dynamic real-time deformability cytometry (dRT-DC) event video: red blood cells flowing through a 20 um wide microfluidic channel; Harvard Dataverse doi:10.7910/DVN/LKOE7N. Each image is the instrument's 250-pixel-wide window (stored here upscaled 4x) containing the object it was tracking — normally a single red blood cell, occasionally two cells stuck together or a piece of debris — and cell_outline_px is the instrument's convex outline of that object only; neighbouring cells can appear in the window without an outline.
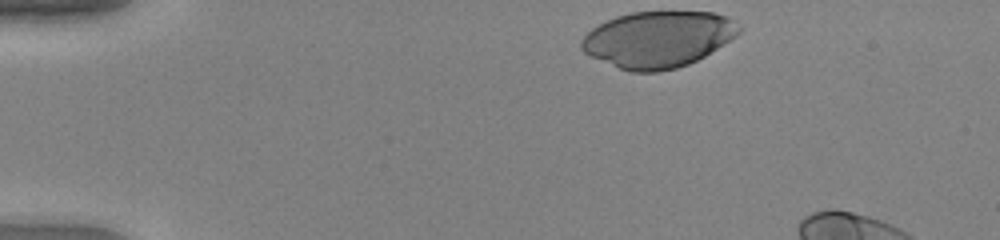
{"species": "human", "species_latin": "Homo sapiens", "temperature_condition": "warm", "stored_images_in_passage": 9, "camera_frame_rate_fps": 3000, "um_per_image_px": 0.085, "donor": {"sex": "female"}, "frame": {"image": 1, "passage_image": 1, "time_ms": 0.0, "image_size_px": [1000, 240], "cell_outline_px": [[740, 32], [736, 36], [704, 56], [688, 64], [676, 68], [656, 72], [632, 72], [620, 68], [592, 56], [584, 52], [580, 48], [580, 40], [592, 28], [616, 16], [632, 12], [712, 12], [724, 16], [740, 28]], "centroid_in_image_um": [55.9, 3.34], "position_along_channel_um": 29.1, "area_um2": 50.98}}